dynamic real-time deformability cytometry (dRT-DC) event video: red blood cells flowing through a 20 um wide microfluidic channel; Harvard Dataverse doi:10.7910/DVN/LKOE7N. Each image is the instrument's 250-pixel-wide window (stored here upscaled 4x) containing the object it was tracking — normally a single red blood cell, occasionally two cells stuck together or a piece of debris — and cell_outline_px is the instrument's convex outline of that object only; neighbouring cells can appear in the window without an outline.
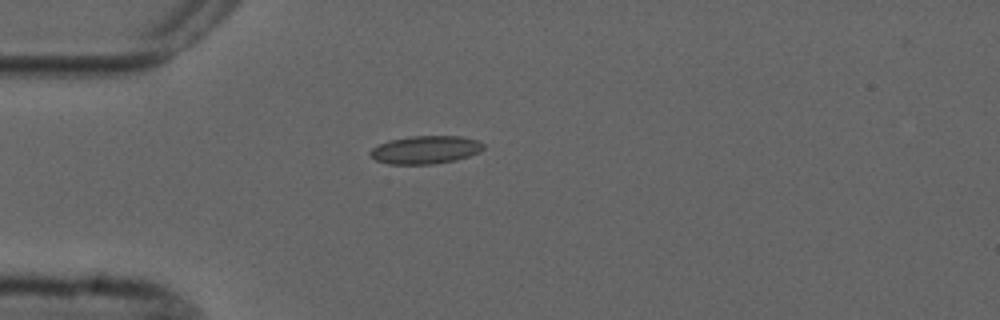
{"species": "common noctule bat (a hibernating species)", "species_latin": "Nyctalus noctula", "temperature_condition": "cold", "stored_images_in_passage": 1, "camera_frame_rate_fps": 3000, "um_per_image_px": 0.085, "animal": {"sex": "male", "forearm_length_mm": 52.5}, "frame": {"image": 1, "passage_image": 1, "time_ms": 0.0, "image_size_px": [1000, 320], "cell_outline_px": [[484, 148], [480, 152], [456, 160], [432, 164], [388, 164], [376, 160], [368, 152], [372, 148], [388, 140], [412, 136], [460, 136], [476, 140], [484, 144]], "centroid_in_image_um": [36.16, 12.73], "position_along_channel_um": 48.8, "area_um2": 18.44}}